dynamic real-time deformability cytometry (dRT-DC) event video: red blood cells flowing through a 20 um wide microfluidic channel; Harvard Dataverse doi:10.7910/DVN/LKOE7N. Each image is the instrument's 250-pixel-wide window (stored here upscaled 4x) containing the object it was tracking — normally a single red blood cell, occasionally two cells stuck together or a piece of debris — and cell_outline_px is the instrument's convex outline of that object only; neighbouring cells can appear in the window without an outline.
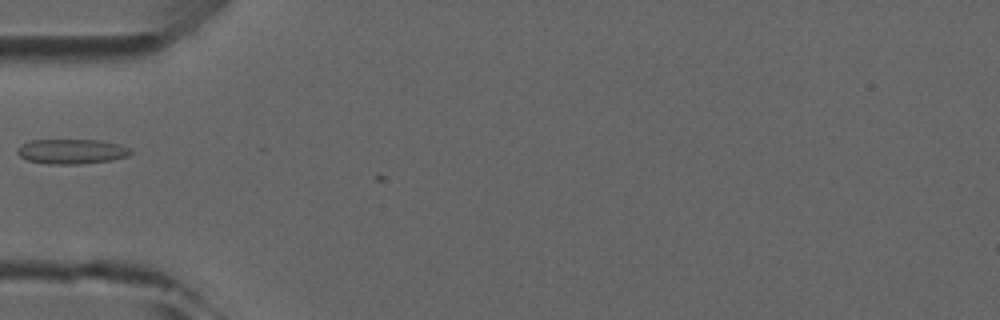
{"species": "common noctule bat (a hibernating species)", "species_latin": "Nyctalus noctula", "temperature_condition": "room temperature", "stored_images_in_passage": 1, "camera_frame_rate_fps": 3000, "um_per_image_px": 0.085, "animal": {"sex": "male", "forearm_length_mm": 52.5}, "frame": {"image": 1, "passage_image": 1, "time_ms": 0.0, "image_size_px": [1000, 320], "cell_outline_px": [[132, 152], [128, 156], [112, 160], [80, 164], [48, 164], [28, 160], [20, 156], [16, 152], [16, 148], [20, 144], [28, 140], [100, 140], [120, 144], [128, 148]], "centroid_in_image_um": [6.06, 12.87], "position_along_channel_um": 78.9, "area_um2": 16.53}}